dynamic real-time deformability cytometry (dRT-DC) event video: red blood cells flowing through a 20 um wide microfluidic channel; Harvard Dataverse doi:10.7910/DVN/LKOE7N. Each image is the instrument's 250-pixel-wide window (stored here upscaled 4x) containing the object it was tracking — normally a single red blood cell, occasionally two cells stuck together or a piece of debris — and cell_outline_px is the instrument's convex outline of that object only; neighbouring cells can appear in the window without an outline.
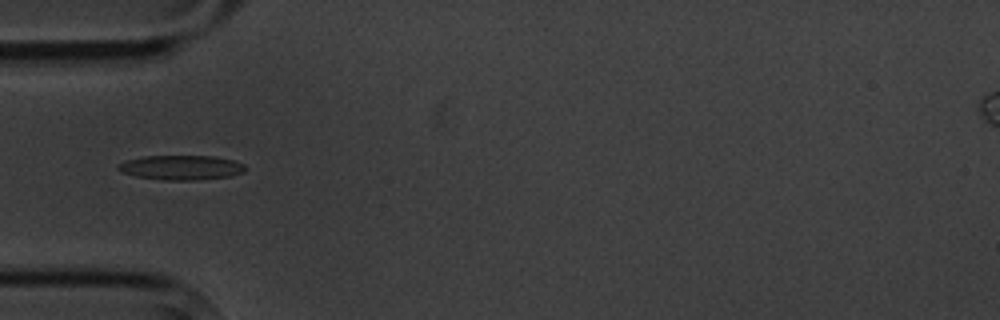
{"species": "common noctule bat (a hibernating species)", "species_latin": "Nyctalus noctula", "temperature_condition": "cold", "stored_images_in_passage": 9, "camera_frame_rate_fps": 3000, "um_per_image_px": 0.085, "animal": {"sex": "male", "body_mass_g": 20.1, "forearm_length_mm": 53.5}, "frame": {"image": 1, "passage_image": 1, "time_ms": 0.0, "image_size_px": [1000, 320], "cell_outline_px": [[248, 168], [244, 172], [232, 176], [196, 180], [164, 180], [136, 176], [120, 172], [116, 168], [116, 164], [124, 160], [144, 156], [216, 156], [236, 160], [244, 164]], "centroid_in_image_um": [15.41, 14.23], "position_along_channel_um": 69.6, "area_um2": 18.61}}
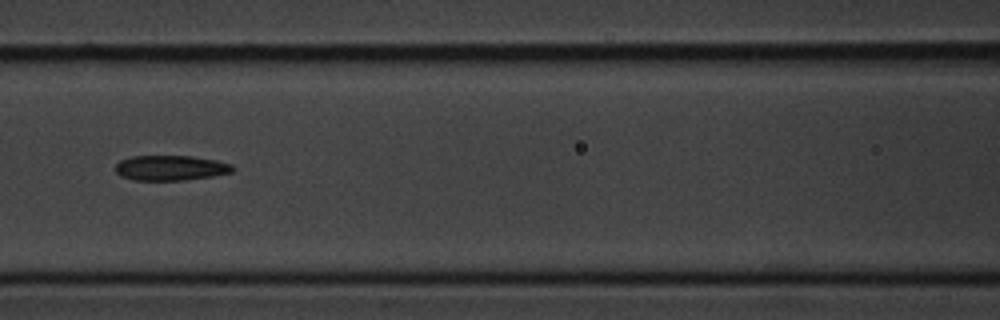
{"frame": {"image": 2, "passage_image": 3, "time_ms": 2.333, "image_size_px": [1000, 320], "cell_outline_px": [[236, 168], [232, 172], [212, 176], [184, 180], [132, 180], [120, 176], [116, 172], [116, 164], [120, 160], [132, 156], [192, 156], [216, 160], [232, 164]], "centroid_in_image_um": [14.51, 14.27], "position_along_channel_um": 152.1, "area_um2": 17.22}}
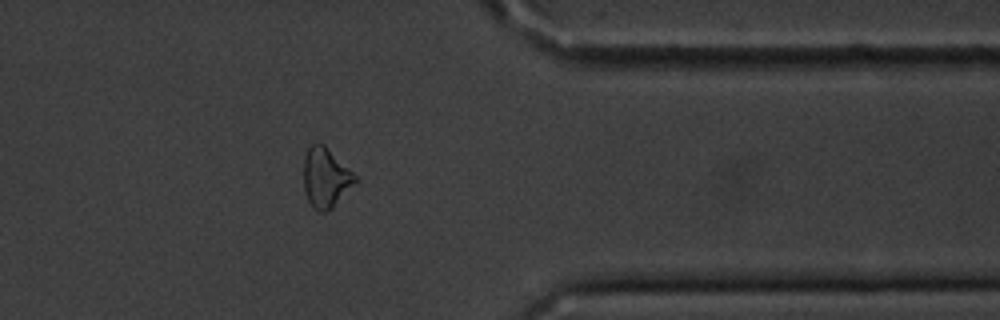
{"frame": {"image": 3, "passage_image": 9, "time_ms": 9.333, "image_size_px": [1000, 320], "cell_outline_px": [[356, 180], [332, 208], [324, 212], [316, 212], [308, 200], [304, 188], [304, 156], [308, 148], [312, 144], [324, 144], [356, 176]], "centroid_in_image_um": [27.64, 15.11], "position_along_channel_um": 383.8, "area_um2": 17.46}}